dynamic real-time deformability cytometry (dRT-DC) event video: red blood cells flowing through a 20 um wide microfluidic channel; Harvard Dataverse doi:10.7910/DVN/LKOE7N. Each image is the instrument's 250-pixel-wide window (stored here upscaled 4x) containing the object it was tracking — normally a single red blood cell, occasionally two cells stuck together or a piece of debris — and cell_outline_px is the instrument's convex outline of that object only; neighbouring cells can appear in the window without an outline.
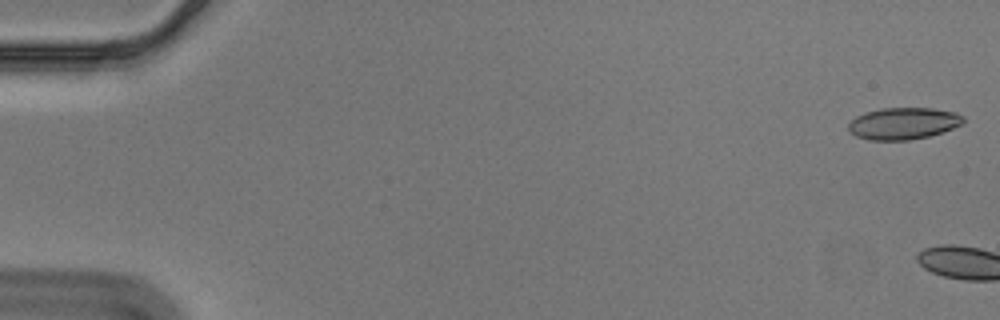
{"species": "Egyptian fruit bat (a non-hibernating species)", "species_latin": "Rousettus aegyptiacus", "temperature_condition": "cold", "stored_images_in_passage": 4, "camera_frame_rate_fps": 3000, "um_per_image_px": 0.085, "animal": {"sex": "male"}, "frame": {"image": 1, "passage_image": 1, "time_ms": 0.0, "image_size_px": [1000, 320], "cell_outline_px": [[964, 124], [928, 136], [908, 140], [868, 140], [856, 136], [848, 128], [848, 124], [856, 116], [864, 112], [880, 108], [932, 108], [956, 112], [964, 116]], "centroid_in_image_um": [76.79, 10.48], "position_along_channel_um": 8.2, "area_um2": 21.33}}